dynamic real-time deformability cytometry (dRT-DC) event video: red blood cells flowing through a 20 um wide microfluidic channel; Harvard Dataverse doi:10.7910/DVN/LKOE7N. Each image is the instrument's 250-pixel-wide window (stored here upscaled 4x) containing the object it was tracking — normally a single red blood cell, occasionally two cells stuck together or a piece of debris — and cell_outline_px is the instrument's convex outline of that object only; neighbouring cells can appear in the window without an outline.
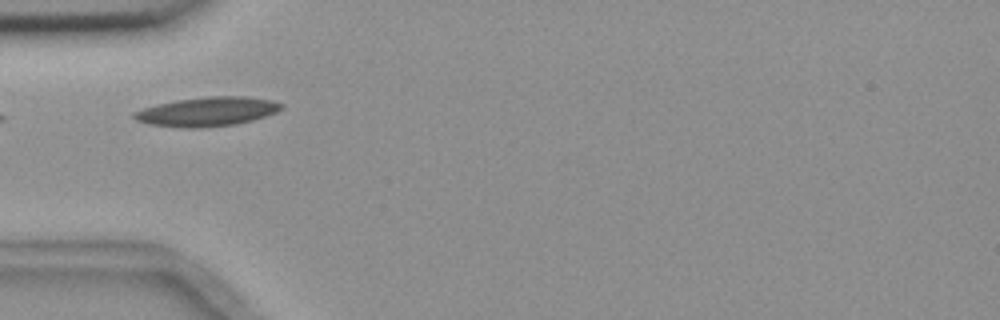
{"species": "common noctule bat (a hibernating species)", "species_latin": "Nyctalus noctula", "temperature_condition": "room temperature", "stored_images_in_passage": 5, "camera_frame_rate_fps": 3000, "um_per_image_px": 0.085, "animal": {"sex": "female", "body_mass_g": 18.4}, "frame": {"image": 1, "passage_image": 3, "time_ms": 2.333, "image_size_px": [1000, 320], "cell_outline_px": [[284, 104], [276, 112], [252, 120], [236, 124], [200, 128], [180, 128], [148, 124], [136, 120], [132, 116], [132, 112], [156, 104], [176, 100], [208, 96], [244, 96], [272, 100]], "centroid_in_image_um": [17.57, 9.49], "position_along_channel_um": 67.4, "area_um2": 25.09}}
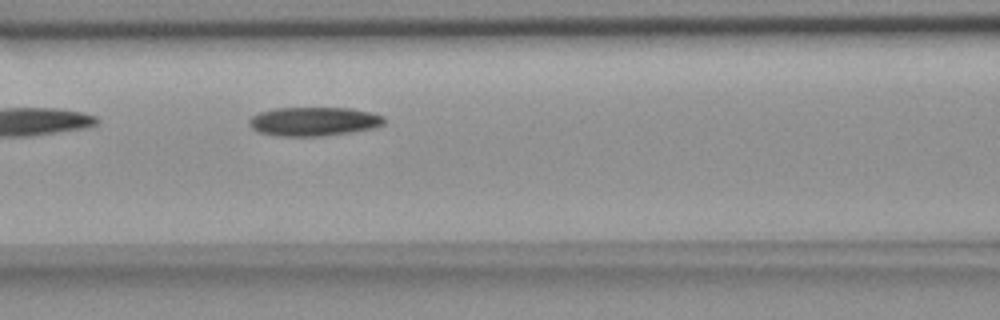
{"frame": {"image": 2, "passage_image": 5, "time_ms": 4.333, "image_size_px": [1000, 320], "cell_outline_px": [[384, 124], [376, 128], [352, 132], [324, 136], [276, 136], [260, 132], [252, 128], [248, 124], [248, 120], [252, 116], [260, 112], [276, 108], [348, 108], [368, 112], [384, 116]], "centroid_in_image_um": [26.67, 10.33], "position_along_channel_um": 139.9, "area_um2": 22.77}}